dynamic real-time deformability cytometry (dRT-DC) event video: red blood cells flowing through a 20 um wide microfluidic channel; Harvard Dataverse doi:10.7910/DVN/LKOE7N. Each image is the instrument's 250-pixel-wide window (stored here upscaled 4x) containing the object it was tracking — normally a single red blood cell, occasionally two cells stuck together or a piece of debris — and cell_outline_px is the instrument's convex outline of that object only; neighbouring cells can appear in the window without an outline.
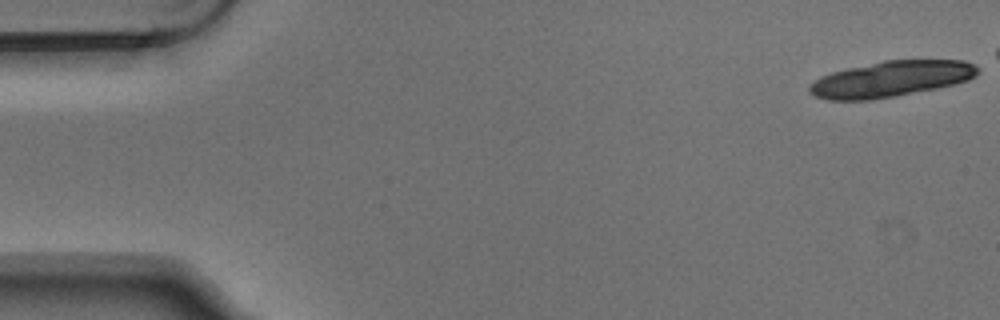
{"species": "Egyptian fruit bat (a non-hibernating species)", "species_latin": "Rousettus aegyptiacus", "temperature_condition": "warm", "stored_images_in_passage": 6, "camera_frame_rate_fps": 3000, "um_per_image_px": 0.085, "animal": {"sex": "male"}, "frame": {"image": 1, "passage_image": 1, "time_ms": 0.0, "image_size_px": [1000, 320], "cell_outline_px": [[980, 72], [976, 76], [968, 80], [956, 84], [896, 96], [872, 100], [828, 100], [816, 96], [808, 92], [808, 84], [820, 76], [832, 72], [848, 68], [884, 60], [964, 60], [980, 68]], "centroid_in_image_um": [75.73, 6.71], "position_along_channel_um": 9.3, "area_um2": 35.32}}
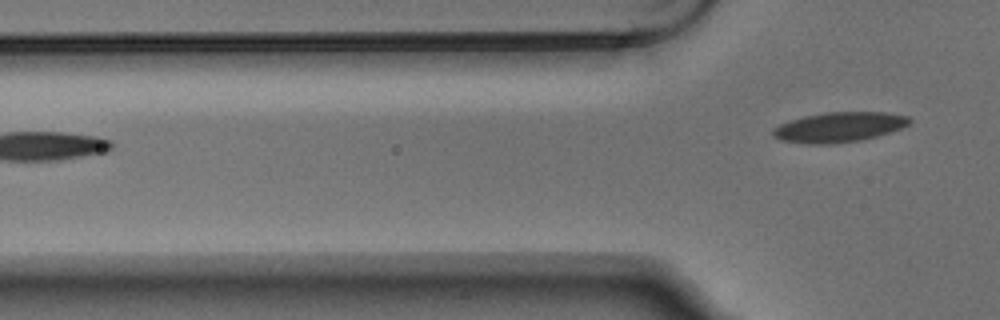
{"frame": {"image": 2, "passage_image": 6, "time_ms": 1.667, "image_size_px": [1000, 320], "cell_outline_px": [[912, 120], [908, 124], [900, 128], [876, 136], [860, 140], [828, 144], [812, 144], [780, 140], [772, 136], [772, 128], [780, 124], [804, 116], [824, 112], [884, 112], [908, 116]], "centroid_in_image_um": [71.29, 10.8], "position_along_channel_um": 54.5, "area_um2": 23.64}}